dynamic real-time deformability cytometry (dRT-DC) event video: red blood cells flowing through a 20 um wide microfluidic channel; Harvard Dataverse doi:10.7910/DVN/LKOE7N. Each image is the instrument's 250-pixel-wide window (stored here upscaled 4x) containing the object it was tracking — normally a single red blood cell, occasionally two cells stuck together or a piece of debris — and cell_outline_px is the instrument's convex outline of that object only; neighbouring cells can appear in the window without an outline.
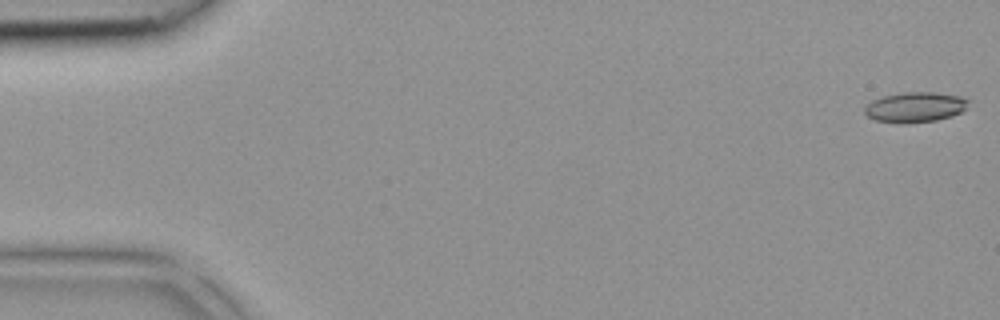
{"species": "common noctule bat (a hibernating species)", "species_latin": "Nyctalus noctula", "temperature_condition": "room temperature", "stored_images_in_passage": 42, "camera_frame_rate_fps": 3000, "um_per_image_px": 0.085, "animal": {"sex": "female", "body_mass_g": 18.4}, "frame": {"image": 1, "passage_image": 1, "time_ms": 0.0, "image_size_px": [1000, 320], "cell_outline_px": [[968, 100], [964, 108], [960, 112], [952, 116], [936, 120], [908, 124], [900, 124], [876, 120], [868, 116], [864, 112], [864, 108], [872, 100], [884, 96], [904, 92], [936, 92], [960, 96]], "centroid_in_image_um": [77.75, 9.12], "position_along_channel_um": 7.2, "area_um2": 18.21}}
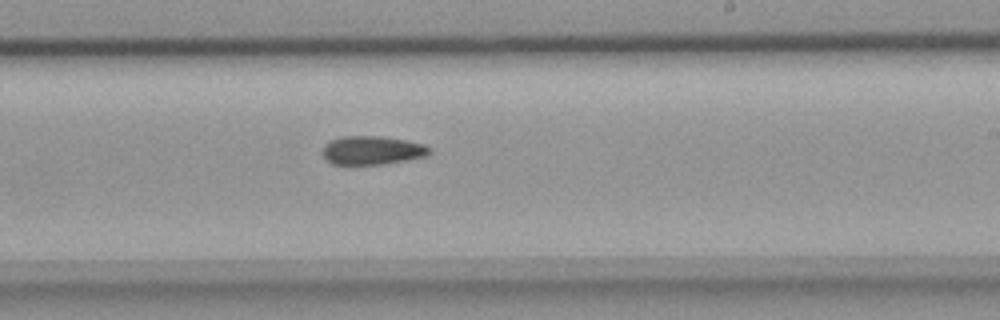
{"frame": {"image": 2, "passage_image": 25, "time_ms": 8.0, "image_size_px": [1000, 320], "cell_outline_px": [[432, 152], [428, 156], [384, 164], [352, 168], [344, 168], [332, 164], [324, 160], [320, 152], [324, 144], [332, 140], [344, 136], [380, 136], [404, 140], [424, 144], [432, 148]], "centroid_in_image_um": [31.55, 12.84], "position_along_channel_um": 257.5, "area_um2": 18.96}}
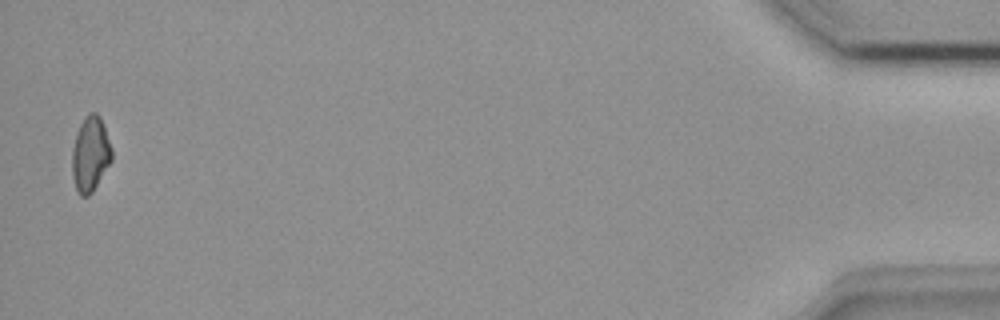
{"frame": {"image": 3, "passage_image": 41, "time_ms": 13.333, "image_size_px": [1000, 320], "cell_outline_px": [[112, 160], [92, 192], [88, 196], [80, 196], [76, 188], [72, 176], [72, 148], [76, 132], [84, 116], [88, 112], [96, 112], [100, 116], [112, 148]], "centroid_in_image_um": [7.67, 13.07], "position_along_channel_um": 427.5, "area_um2": 17.46}}